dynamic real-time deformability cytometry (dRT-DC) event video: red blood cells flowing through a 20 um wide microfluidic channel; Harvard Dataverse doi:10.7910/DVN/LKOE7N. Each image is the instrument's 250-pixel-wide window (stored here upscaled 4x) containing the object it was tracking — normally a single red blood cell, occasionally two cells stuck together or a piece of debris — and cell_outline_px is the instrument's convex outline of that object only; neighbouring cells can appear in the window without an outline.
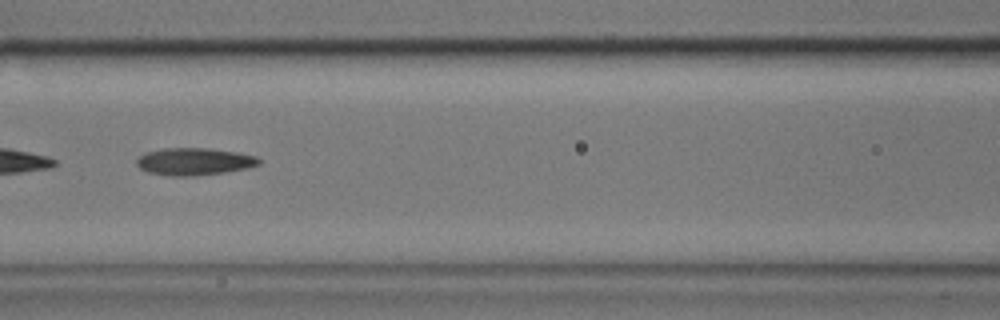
{"species": "common noctule bat (a hibernating species)", "species_latin": "Nyctalus noctula", "temperature_condition": "cold", "stored_images_in_passage": 38, "camera_frame_rate_fps": 3000, "um_per_image_px": 0.085, "animal": {"sex": "male", "body_mass_g": 17.9}, "frame": {"image": 1, "passage_image": 18, "time_ms": 5.667, "image_size_px": [1000, 320], "cell_outline_px": [[260, 164], [248, 168], [224, 172], [196, 176], [168, 176], [148, 172], [140, 168], [136, 164], [136, 160], [140, 156], [148, 152], [164, 148], [208, 148], [240, 152], [256, 156], [260, 160]], "centroid_in_image_um": [16.53, 13.73], "position_along_channel_um": 150.1, "area_um2": 19.54}}
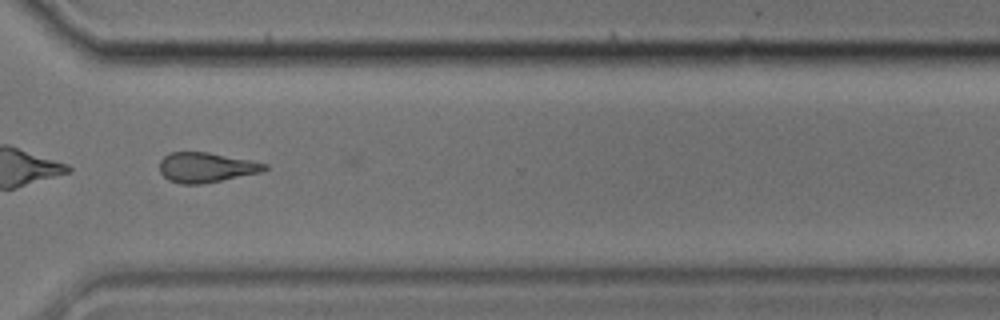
{"frame": {"image": 2, "passage_image": 36, "time_ms": 11.667, "image_size_px": [1000, 320], "cell_outline_px": [[268, 168], [260, 172], [200, 184], [180, 184], [168, 180], [160, 172], [160, 160], [164, 156], [172, 152], [208, 152], [268, 164]], "centroid_in_image_um": [17.48, 14.23], "position_along_channel_um": 353.1, "area_um2": 18.03}}